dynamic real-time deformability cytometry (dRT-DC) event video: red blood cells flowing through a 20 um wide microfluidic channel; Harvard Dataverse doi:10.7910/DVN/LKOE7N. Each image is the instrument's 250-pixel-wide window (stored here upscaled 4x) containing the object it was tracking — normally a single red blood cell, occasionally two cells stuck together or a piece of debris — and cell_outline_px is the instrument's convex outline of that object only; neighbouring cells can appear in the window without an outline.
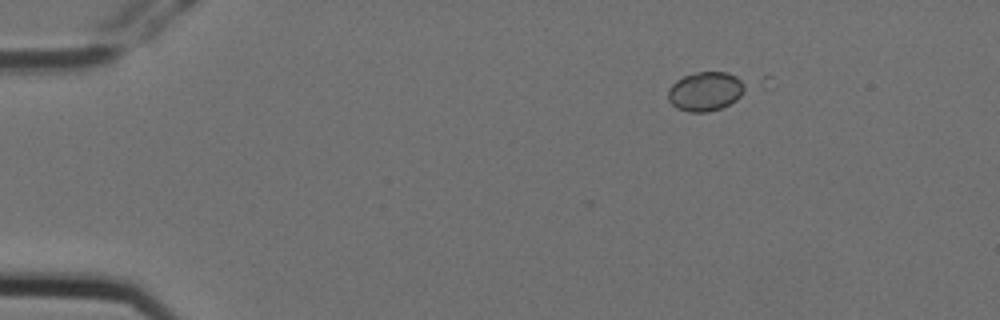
{"species": "Egyptian fruit bat (a non-hibernating species)", "species_latin": "Rousettus aegyptiacus", "temperature_condition": "cold", "stored_images_in_passage": 2, "camera_frame_rate_fps": 3000, "um_per_image_px": 0.085, "animal": {"sex": "female"}, "frame": {"image": 1, "passage_image": 2, "time_ms": 0.333, "image_size_px": [1000, 320], "cell_outline_px": [[772, 76], [768, 92], [708, 112], [688, 112], [676, 108], [668, 100], [668, 88], [676, 80], [684, 76], [696, 72], [728, 72]], "centroid_in_image_um": [60.81, 7.66], "position_along_channel_um": 24.2, "area_um2": 22.43}}